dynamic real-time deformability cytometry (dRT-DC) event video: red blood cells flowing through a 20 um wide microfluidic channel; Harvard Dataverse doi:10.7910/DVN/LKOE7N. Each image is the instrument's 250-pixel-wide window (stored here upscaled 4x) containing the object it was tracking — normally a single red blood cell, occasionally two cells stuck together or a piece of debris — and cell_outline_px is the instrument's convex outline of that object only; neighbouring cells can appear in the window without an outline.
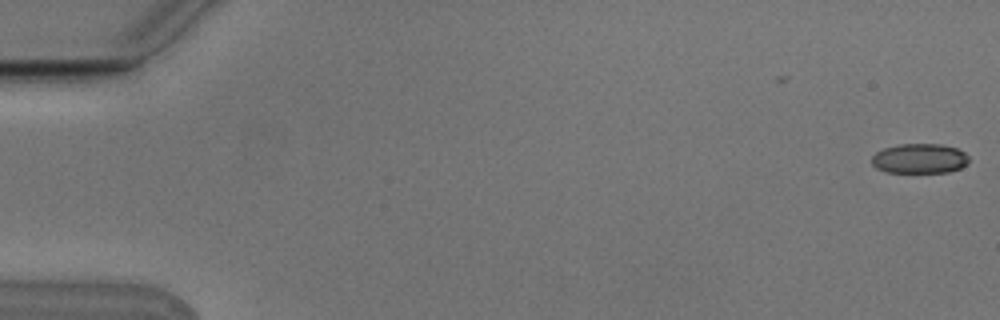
{"species": "Egyptian fruit bat (a non-hibernating species)", "species_latin": "Rousettus aegyptiacus", "temperature_condition": "cold", "stored_images_in_passage": 5, "camera_frame_rate_fps": 3000, "um_per_image_px": 0.085, "animal": {"sex": "male"}, "frame": {"image": 1, "passage_image": 1, "time_ms": 0.0, "image_size_px": [1000, 320], "cell_outline_px": [[968, 164], [960, 168], [948, 172], [888, 172], [876, 168], [872, 164], [872, 156], [876, 152], [884, 148], [900, 144], [940, 144], [956, 148], [964, 152], [968, 156]], "centroid_in_image_um": [78.17, 13.47], "position_along_channel_um": 6.8, "area_um2": 16.82}}